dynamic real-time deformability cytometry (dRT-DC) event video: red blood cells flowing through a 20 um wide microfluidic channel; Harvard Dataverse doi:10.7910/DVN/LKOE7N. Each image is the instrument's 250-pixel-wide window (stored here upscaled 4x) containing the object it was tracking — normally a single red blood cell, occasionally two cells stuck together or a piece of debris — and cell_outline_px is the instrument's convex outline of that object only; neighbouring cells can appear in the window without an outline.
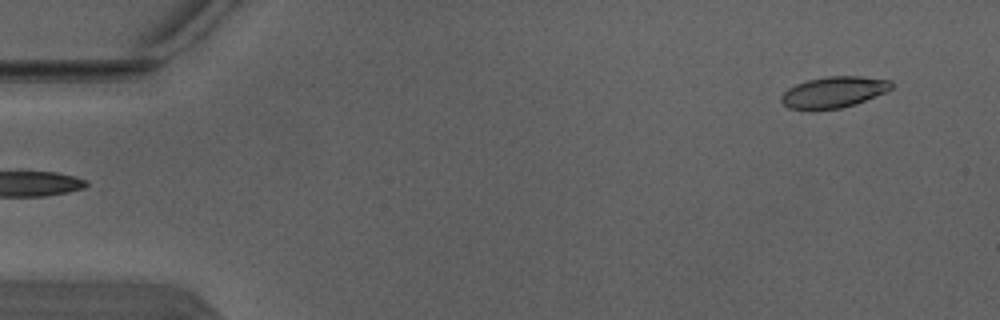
{"species": "Egyptian fruit bat (a non-hibernating species)", "species_latin": "Rousettus aegyptiacus", "temperature_condition": "warm", "stored_images_in_passage": 4, "segment_of_instrument_passage": [2, 2], "camera_frame_rate_fps": 3000, "um_per_image_px": 0.085, "animal": {"sex": "male"}, "frame": {"image": 1, "passage_image": 4, "time_ms": 1.0, "image_size_px": [1000, 320], "cell_outline_px": [[892, 88], [884, 92], [856, 104], [840, 108], [788, 108], [780, 100], [780, 96], [788, 88], [796, 84], [808, 80], [828, 76], [860, 76], [892, 80]], "centroid_in_image_um": [70.88, 7.8], "position_along_channel_um": 14.1, "area_um2": 19.59}}